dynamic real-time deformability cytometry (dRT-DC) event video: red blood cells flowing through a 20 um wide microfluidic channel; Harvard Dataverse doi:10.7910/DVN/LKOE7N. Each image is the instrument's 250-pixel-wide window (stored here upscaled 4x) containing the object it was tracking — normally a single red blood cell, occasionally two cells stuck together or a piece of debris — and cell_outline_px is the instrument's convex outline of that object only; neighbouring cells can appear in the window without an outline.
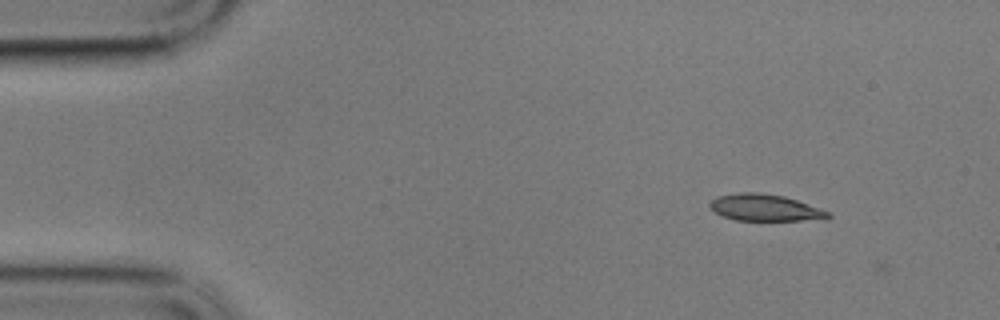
{"species": "common noctule bat (a hibernating species)", "species_latin": "Nyctalus noctula", "temperature_condition": "cold", "stored_images_in_passage": 4, "camera_frame_rate_fps": 3000, "um_per_image_px": 0.085, "animal": {"sex": "male", "body_mass_g": 17.9}, "frame": {"image": 1, "passage_image": 3, "time_ms": 0.667, "image_size_px": [1000, 320], "cell_outline_px": [[832, 216], [800, 220], [736, 220], [724, 216], [716, 212], [708, 204], [716, 196], [740, 192], [760, 192], [784, 196], [832, 212]], "centroid_in_image_um": [64.99, 17.63], "position_along_channel_um": 20.0, "area_um2": 18.09}}